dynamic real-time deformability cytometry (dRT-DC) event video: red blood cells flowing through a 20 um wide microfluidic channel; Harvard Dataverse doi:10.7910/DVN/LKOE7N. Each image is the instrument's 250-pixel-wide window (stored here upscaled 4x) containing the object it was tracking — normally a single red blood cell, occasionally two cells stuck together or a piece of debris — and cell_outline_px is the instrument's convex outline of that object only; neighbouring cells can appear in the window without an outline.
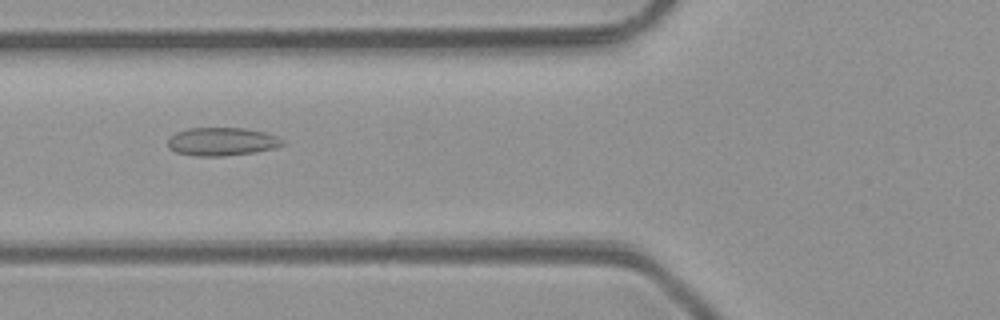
{"species": "common noctule bat (a hibernating species)", "species_latin": "Nyctalus noctula", "temperature_condition": "room temperature", "stored_images_in_passage": 4, "camera_frame_rate_fps": 3000, "um_per_image_px": 0.085, "animal": {"sex": "male", "body_mass_g": 23.1, "forearm_length_mm": 52.7}, "frame": {"image": 1, "passage_image": 4, "time_ms": 3.333, "image_size_px": [1000, 320], "cell_outline_px": [[284, 144], [276, 148], [256, 152], [224, 156], [196, 156], [176, 152], [168, 148], [168, 140], [176, 132], [188, 128], [244, 128], [264, 132], [276, 136], [284, 140]], "centroid_in_image_um": [18.87, 12.04], "position_along_channel_um": 106.9, "area_um2": 18.9}}